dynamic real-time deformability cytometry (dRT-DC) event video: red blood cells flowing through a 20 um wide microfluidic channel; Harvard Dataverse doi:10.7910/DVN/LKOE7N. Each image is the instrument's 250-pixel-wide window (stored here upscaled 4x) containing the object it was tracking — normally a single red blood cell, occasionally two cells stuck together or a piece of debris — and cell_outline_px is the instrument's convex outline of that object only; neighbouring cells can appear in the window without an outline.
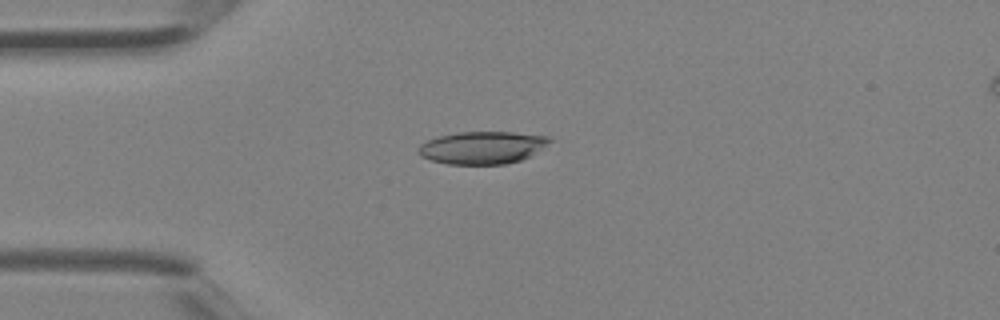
{"species": "Egyptian fruit bat (a non-hibernating species)", "species_latin": "Rousettus aegyptiacus", "temperature_condition": "room temperature", "stored_images_in_passage": 3, "camera_frame_rate_fps": 3000, "um_per_image_px": 0.085, "animal": {"sex": "female"}, "frame": {"image": 1, "passage_image": 2, "time_ms": 0.333, "image_size_px": [1000, 320], "cell_outline_px": [[556, 140], [528, 156], [520, 160], [504, 164], [448, 164], [432, 160], [420, 156], [416, 152], [416, 148], [420, 144], [428, 140], [440, 136], [460, 132], [512, 132], [552, 136]], "centroid_in_image_um": [41.02, 12.53], "position_along_channel_um": 44.0, "area_um2": 24.97}}